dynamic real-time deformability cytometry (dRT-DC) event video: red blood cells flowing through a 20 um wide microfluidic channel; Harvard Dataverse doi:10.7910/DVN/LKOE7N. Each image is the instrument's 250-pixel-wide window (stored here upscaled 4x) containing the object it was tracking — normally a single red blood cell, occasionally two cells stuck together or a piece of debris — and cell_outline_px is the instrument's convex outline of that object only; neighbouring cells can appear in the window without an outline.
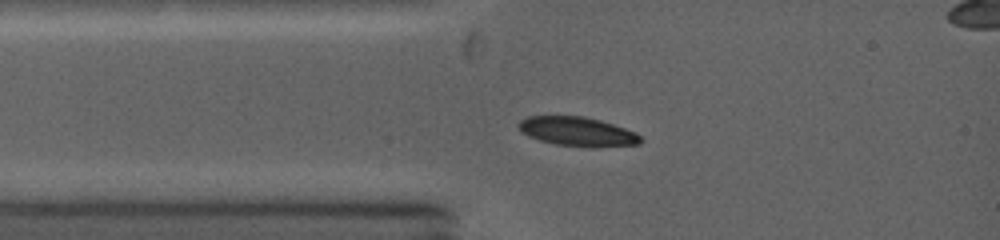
{"species": "common noctule bat (a hibernating species)", "species_latin": "Nyctalus noctula", "temperature_condition": "warm", "stored_images_in_passage": 25, "camera_frame_rate_fps": 5000, "um_per_image_px": 0.085, "animal": {"sex": "female", "body_mass_g": 19.0, "forearm_length_mm": 53.3}, "frame": {"image": 1, "passage_image": 1, "time_ms": 0.0, "image_size_px": [1000, 240], "cell_outline_px": [[644, 140], [640, 144], [556, 144], [540, 140], [528, 136], [520, 132], [516, 124], [520, 120], [528, 116], [584, 116], [600, 120], [636, 132]], "centroid_in_image_um": [48.98, 11.12], "position_along_channel_um": 36.0, "area_um2": 19.77}}
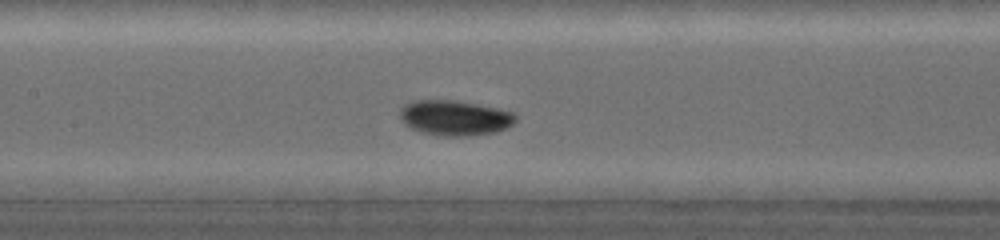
{"frame": {"image": 2, "passage_image": 7, "time_ms": 3.2, "image_size_px": [1000, 240], "cell_outline_px": [[516, 120], [508, 128], [496, 132], [468, 136], [436, 136], [420, 132], [404, 124], [400, 120], [400, 108], [404, 104], [416, 100], [452, 100], [476, 104], [496, 108], [512, 112], [516, 116]], "centroid_in_image_um": [38.63, 10.03], "position_along_channel_um": 168.8, "area_um2": 23.87}}
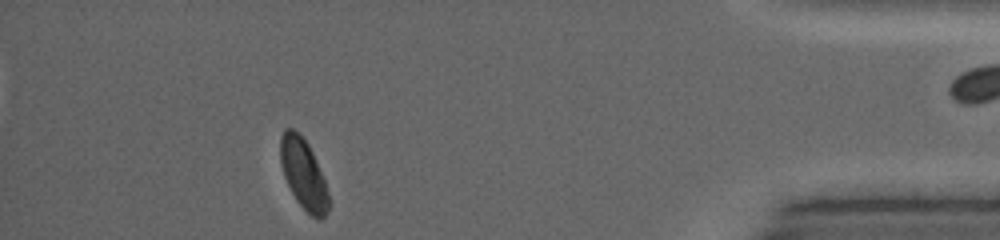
{"frame": {"image": 3, "passage_image": 24, "time_ms": 10.2, "image_size_px": [1000, 240], "cell_outline_px": [[332, 204], [328, 212], [320, 220], [312, 216], [296, 200], [284, 176], [280, 164], [280, 136], [284, 128], [292, 128], [308, 144], [312, 152], [324, 180]], "centroid_in_image_um": [25.8, 14.81], "position_along_channel_um": 409.4, "area_um2": 19.65}, "authors_computed_cell_mechanics": {"area_um2": 21.2704, "velocity_mm_per_s": 4.259, "shape_relaxation_time_tau1_ms": 1.2753, "shape_relaxation_time_tau2_ms": null, "deformation_change_tau1": 0.0778, "deformation_change_tau2": null}}